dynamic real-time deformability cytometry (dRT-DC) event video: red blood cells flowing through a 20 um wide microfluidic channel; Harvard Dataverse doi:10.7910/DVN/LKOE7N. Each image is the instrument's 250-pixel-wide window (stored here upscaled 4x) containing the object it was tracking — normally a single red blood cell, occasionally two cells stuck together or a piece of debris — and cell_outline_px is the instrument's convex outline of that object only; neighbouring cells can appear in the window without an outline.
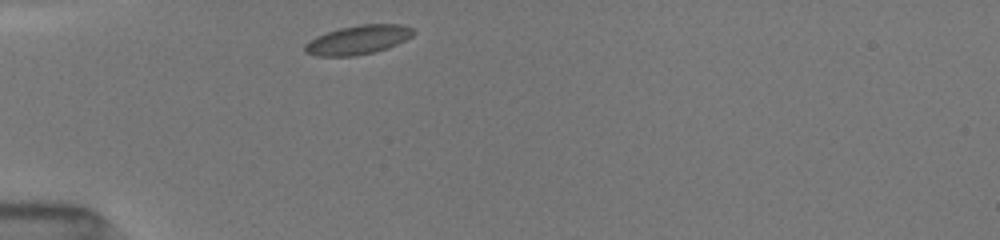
{"species": "common noctule bat (a hibernating species)", "species_latin": "Nyctalus noctula", "temperature_condition": "room temperature", "stored_images_in_passage": 37, "camera_frame_rate_fps": 3000, "um_per_image_px": 0.085, "animal": {"sex": "female", "body_mass_g": 19.5, "forearm_length_mm": 54.1}, "frame": {"image": 1, "passage_image": 1, "time_ms": 0.0, "image_size_px": [1000, 240], "cell_outline_px": [[412, 36], [396, 44], [372, 52], [352, 56], [320, 56], [304, 52], [304, 44], [316, 36], [340, 28], [360, 24], [400, 24], [412, 28]], "centroid_in_image_um": [30.38, 3.38], "position_along_channel_um": 54.6, "area_um2": 17.98}}
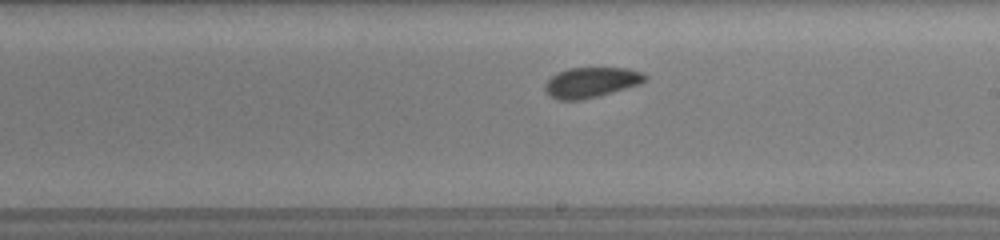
{"frame": {"image": 2, "passage_image": 16, "time_ms": 5.0, "image_size_px": [1000, 240], "cell_outline_px": [[648, 76], [640, 84], [600, 96], [580, 100], [556, 100], [544, 88], [544, 84], [552, 76], [568, 68], [628, 68], [644, 72]], "centroid_in_image_um": [50.28, 7.0], "position_along_channel_um": 238.7, "area_um2": 17.63}}
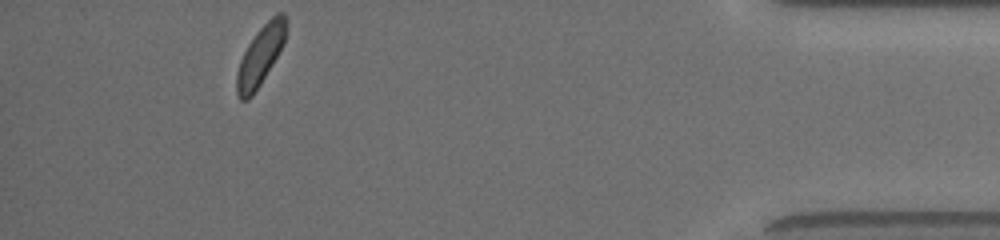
{"frame": {"image": 3, "passage_image": 33, "time_ms": 10.667, "image_size_px": [1000, 240], "cell_outline_px": [[288, 20], [284, 44], [260, 84], [252, 96], [248, 100], [240, 100], [236, 92], [236, 72], [240, 60], [248, 44], [256, 32], [276, 12], [284, 12], [288, 16]], "centroid_in_image_um": [22.15, 4.68], "position_along_channel_um": 413.0, "area_um2": 17.22}, "authors_computed_cell_mechanics": {"area_um2": 17.1088, "velocity_mm_per_s": 3.9891, "shape_relaxation_time_tau1_ms": 1.8122, "shape_relaxation_time_tau2_ms": 3.1017, "deformation_change_tau1": 0.069, "deformation_change_tau2": 0.0655}}